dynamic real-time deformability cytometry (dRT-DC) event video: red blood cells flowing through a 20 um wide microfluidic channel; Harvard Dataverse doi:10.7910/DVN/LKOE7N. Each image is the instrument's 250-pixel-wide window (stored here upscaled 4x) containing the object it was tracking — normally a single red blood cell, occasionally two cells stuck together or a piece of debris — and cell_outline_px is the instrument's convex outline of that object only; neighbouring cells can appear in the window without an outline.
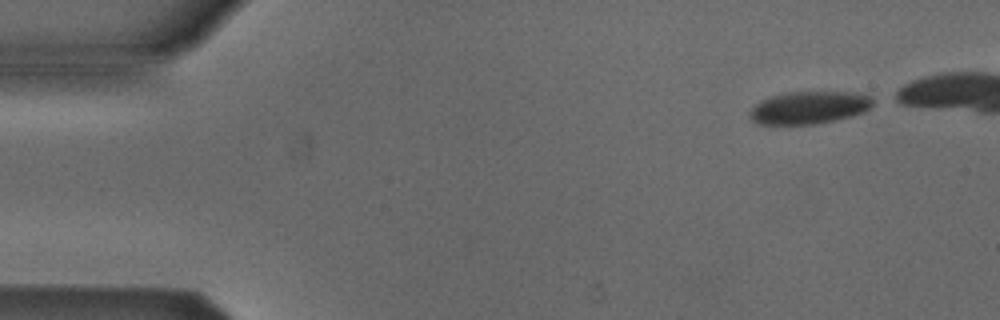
{"species": "Egyptian fruit bat (a non-hibernating species)", "species_latin": "Rousettus aegyptiacus", "temperature_condition": "cold", "stored_images_in_passage": 2, "camera_frame_rate_fps": 3000, "um_per_image_px": 0.085, "animal": {"sex": "male"}, "frame": {"image": 1, "passage_image": 1, "time_ms": 0.0, "image_size_px": [1000, 320], "cell_outline_px": [[872, 104], [864, 112], [852, 116], [816, 124], [756, 124], [752, 120], [748, 112], [760, 100], [772, 96], [788, 92], [848, 92], [868, 96], [872, 100]], "centroid_in_image_um": [68.72, 9.15], "position_along_channel_um": 16.3, "area_um2": 23.12}}